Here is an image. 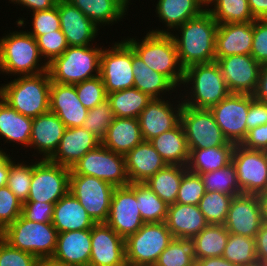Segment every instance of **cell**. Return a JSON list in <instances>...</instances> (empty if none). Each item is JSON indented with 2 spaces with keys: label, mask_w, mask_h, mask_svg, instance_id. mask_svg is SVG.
<instances>
[{
  "label": "cell",
  "mask_w": 267,
  "mask_h": 266,
  "mask_svg": "<svg viewBox=\"0 0 267 266\" xmlns=\"http://www.w3.org/2000/svg\"><path fill=\"white\" fill-rule=\"evenodd\" d=\"M218 23L205 10L199 16L189 19L170 35L173 37L181 66L215 61V42Z\"/></svg>",
  "instance_id": "obj_1"
},
{
  "label": "cell",
  "mask_w": 267,
  "mask_h": 266,
  "mask_svg": "<svg viewBox=\"0 0 267 266\" xmlns=\"http://www.w3.org/2000/svg\"><path fill=\"white\" fill-rule=\"evenodd\" d=\"M182 84L183 105L192 108L210 109L230 94L216 61L187 67Z\"/></svg>",
  "instance_id": "obj_2"
},
{
  "label": "cell",
  "mask_w": 267,
  "mask_h": 266,
  "mask_svg": "<svg viewBox=\"0 0 267 266\" xmlns=\"http://www.w3.org/2000/svg\"><path fill=\"white\" fill-rule=\"evenodd\" d=\"M51 82L48 71L17 76L6 84H0V98L20 114L35 118L50 111Z\"/></svg>",
  "instance_id": "obj_3"
},
{
  "label": "cell",
  "mask_w": 267,
  "mask_h": 266,
  "mask_svg": "<svg viewBox=\"0 0 267 266\" xmlns=\"http://www.w3.org/2000/svg\"><path fill=\"white\" fill-rule=\"evenodd\" d=\"M36 39L27 31H13L0 39V73L8 76L37 75L48 71Z\"/></svg>",
  "instance_id": "obj_4"
},
{
  "label": "cell",
  "mask_w": 267,
  "mask_h": 266,
  "mask_svg": "<svg viewBox=\"0 0 267 266\" xmlns=\"http://www.w3.org/2000/svg\"><path fill=\"white\" fill-rule=\"evenodd\" d=\"M146 32L145 37L140 39L142 41L134 37L124 40L148 67L166 76L180 89L185 69L180 64L173 37L170 34Z\"/></svg>",
  "instance_id": "obj_5"
},
{
  "label": "cell",
  "mask_w": 267,
  "mask_h": 266,
  "mask_svg": "<svg viewBox=\"0 0 267 266\" xmlns=\"http://www.w3.org/2000/svg\"><path fill=\"white\" fill-rule=\"evenodd\" d=\"M57 236V229L52 223H35L22 214L0 233V237L11 247L31 253L39 260L52 258Z\"/></svg>",
  "instance_id": "obj_6"
},
{
  "label": "cell",
  "mask_w": 267,
  "mask_h": 266,
  "mask_svg": "<svg viewBox=\"0 0 267 266\" xmlns=\"http://www.w3.org/2000/svg\"><path fill=\"white\" fill-rule=\"evenodd\" d=\"M102 46H69L48 64L52 82L76 84L100 76Z\"/></svg>",
  "instance_id": "obj_7"
},
{
  "label": "cell",
  "mask_w": 267,
  "mask_h": 266,
  "mask_svg": "<svg viewBox=\"0 0 267 266\" xmlns=\"http://www.w3.org/2000/svg\"><path fill=\"white\" fill-rule=\"evenodd\" d=\"M173 239L165 222L144 223L125 239L127 266H154Z\"/></svg>",
  "instance_id": "obj_8"
},
{
  "label": "cell",
  "mask_w": 267,
  "mask_h": 266,
  "mask_svg": "<svg viewBox=\"0 0 267 266\" xmlns=\"http://www.w3.org/2000/svg\"><path fill=\"white\" fill-rule=\"evenodd\" d=\"M70 174L93 176L114 187L130 184L125 167L124 155L115 153L102 144L88 151L70 169Z\"/></svg>",
  "instance_id": "obj_9"
},
{
  "label": "cell",
  "mask_w": 267,
  "mask_h": 266,
  "mask_svg": "<svg viewBox=\"0 0 267 266\" xmlns=\"http://www.w3.org/2000/svg\"><path fill=\"white\" fill-rule=\"evenodd\" d=\"M39 159V161H37ZM26 202L57 203L69 192L70 168L38 158Z\"/></svg>",
  "instance_id": "obj_10"
},
{
  "label": "cell",
  "mask_w": 267,
  "mask_h": 266,
  "mask_svg": "<svg viewBox=\"0 0 267 266\" xmlns=\"http://www.w3.org/2000/svg\"><path fill=\"white\" fill-rule=\"evenodd\" d=\"M114 188L93 176L70 174L69 193L80 202L95 223L107 221Z\"/></svg>",
  "instance_id": "obj_11"
},
{
  "label": "cell",
  "mask_w": 267,
  "mask_h": 266,
  "mask_svg": "<svg viewBox=\"0 0 267 266\" xmlns=\"http://www.w3.org/2000/svg\"><path fill=\"white\" fill-rule=\"evenodd\" d=\"M103 47L100 58V77L107 94L134 86L132 47L125 41ZM105 49V50H104Z\"/></svg>",
  "instance_id": "obj_12"
},
{
  "label": "cell",
  "mask_w": 267,
  "mask_h": 266,
  "mask_svg": "<svg viewBox=\"0 0 267 266\" xmlns=\"http://www.w3.org/2000/svg\"><path fill=\"white\" fill-rule=\"evenodd\" d=\"M180 123L189 149H204L228 143L210 109H197L183 105Z\"/></svg>",
  "instance_id": "obj_13"
},
{
  "label": "cell",
  "mask_w": 267,
  "mask_h": 266,
  "mask_svg": "<svg viewBox=\"0 0 267 266\" xmlns=\"http://www.w3.org/2000/svg\"><path fill=\"white\" fill-rule=\"evenodd\" d=\"M253 96L230 93L210 108L215 121L228 142L240 145L247 136L246 117Z\"/></svg>",
  "instance_id": "obj_14"
},
{
  "label": "cell",
  "mask_w": 267,
  "mask_h": 266,
  "mask_svg": "<svg viewBox=\"0 0 267 266\" xmlns=\"http://www.w3.org/2000/svg\"><path fill=\"white\" fill-rule=\"evenodd\" d=\"M232 163L243 194L260 195L267 192V151L235 145Z\"/></svg>",
  "instance_id": "obj_15"
},
{
  "label": "cell",
  "mask_w": 267,
  "mask_h": 266,
  "mask_svg": "<svg viewBox=\"0 0 267 266\" xmlns=\"http://www.w3.org/2000/svg\"><path fill=\"white\" fill-rule=\"evenodd\" d=\"M105 223L124 239L142 227L144 222L138 209L135 183L114 188L109 216Z\"/></svg>",
  "instance_id": "obj_16"
},
{
  "label": "cell",
  "mask_w": 267,
  "mask_h": 266,
  "mask_svg": "<svg viewBox=\"0 0 267 266\" xmlns=\"http://www.w3.org/2000/svg\"><path fill=\"white\" fill-rule=\"evenodd\" d=\"M230 93L252 95L256 89L261 64L251 55L215 57Z\"/></svg>",
  "instance_id": "obj_17"
},
{
  "label": "cell",
  "mask_w": 267,
  "mask_h": 266,
  "mask_svg": "<svg viewBox=\"0 0 267 266\" xmlns=\"http://www.w3.org/2000/svg\"><path fill=\"white\" fill-rule=\"evenodd\" d=\"M178 95L177 99L180 100H176L177 106L175 103H171L170 99L161 98L152 99L143 109L138 117L143 141H150L163 132L175 128L180 123L183 102L181 94Z\"/></svg>",
  "instance_id": "obj_18"
},
{
  "label": "cell",
  "mask_w": 267,
  "mask_h": 266,
  "mask_svg": "<svg viewBox=\"0 0 267 266\" xmlns=\"http://www.w3.org/2000/svg\"><path fill=\"white\" fill-rule=\"evenodd\" d=\"M263 223L258 195L239 194L231 201L224 226L229 233L255 238Z\"/></svg>",
  "instance_id": "obj_19"
},
{
  "label": "cell",
  "mask_w": 267,
  "mask_h": 266,
  "mask_svg": "<svg viewBox=\"0 0 267 266\" xmlns=\"http://www.w3.org/2000/svg\"><path fill=\"white\" fill-rule=\"evenodd\" d=\"M89 266H127L125 239L106 223L91 228Z\"/></svg>",
  "instance_id": "obj_20"
},
{
  "label": "cell",
  "mask_w": 267,
  "mask_h": 266,
  "mask_svg": "<svg viewBox=\"0 0 267 266\" xmlns=\"http://www.w3.org/2000/svg\"><path fill=\"white\" fill-rule=\"evenodd\" d=\"M56 6L58 7L61 31L68 45H93L94 39L99 35V28L84 13L68 1L58 0Z\"/></svg>",
  "instance_id": "obj_21"
},
{
  "label": "cell",
  "mask_w": 267,
  "mask_h": 266,
  "mask_svg": "<svg viewBox=\"0 0 267 266\" xmlns=\"http://www.w3.org/2000/svg\"><path fill=\"white\" fill-rule=\"evenodd\" d=\"M49 107L66 128L82 127L88 112L77 97L74 84L51 82Z\"/></svg>",
  "instance_id": "obj_22"
},
{
  "label": "cell",
  "mask_w": 267,
  "mask_h": 266,
  "mask_svg": "<svg viewBox=\"0 0 267 266\" xmlns=\"http://www.w3.org/2000/svg\"><path fill=\"white\" fill-rule=\"evenodd\" d=\"M66 127L55 113L47 112L33 118L29 148L41 159H50L57 151Z\"/></svg>",
  "instance_id": "obj_23"
},
{
  "label": "cell",
  "mask_w": 267,
  "mask_h": 266,
  "mask_svg": "<svg viewBox=\"0 0 267 266\" xmlns=\"http://www.w3.org/2000/svg\"><path fill=\"white\" fill-rule=\"evenodd\" d=\"M100 144L101 141L83 127L66 128L57 151L49 160L71 169L88 151Z\"/></svg>",
  "instance_id": "obj_24"
},
{
  "label": "cell",
  "mask_w": 267,
  "mask_h": 266,
  "mask_svg": "<svg viewBox=\"0 0 267 266\" xmlns=\"http://www.w3.org/2000/svg\"><path fill=\"white\" fill-rule=\"evenodd\" d=\"M91 229L59 233L52 260L68 266H89Z\"/></svg>",
  "instance_id": "obj_25"
},
{
  "label": "cell",
  "mask_w": 267,
  "mask_h": 266,
  "mask_svg": "<svg viewBox=\"0 0 267 266\" xmlns=\"http://www.w3.org/2000/svg\"><path fill=\"white\" fill-rule=\"evenodd\" d=\"M253 41V21L218 24L215 57L250 55Z\"/></svg>",
  "instance_id": "obj_26"
},
{
  "label": "cell",
  "mask_w": 267,
  "mask_h": 266,
  "mask_svg": "<svg viewBox=\"0 0 267 266\" xmlns=\"http://www.w3.org/2000/svg\"><path fill=\"white\" fill-rule=\"evenodd\" d=\"M130 183H145L167 164L149 141H142L124 155Z\"/></svg>",
  "instance_id": "obj_27"
},
{
  "label": "cell",
  "mask_w": 267,
  "mask_h": 266,
  "mask_svg": "<svg viewBox=\"0 0 267 266\" xmlns=\"http://www.w3.org/2000/svg\"><path fill=\"white\" fill-rule=\"evenodd\" d=\"M156 3L155 12L159 22L165 23L164 26L167 28L161 30L157 27L149 30L156 34H171L189 19L199 16L206 10L201 0H158Z\"/></svg>",
  "instance_id": "obj_28"
},
{
  "label": "cell",
  "mask_w": 267,
  "mask_h": 266,
  "mask_svg": "<svg viewBox=\"0 0 267 266\" xmlns=\"http://www.w3.org/2000/svg\"><path fill=\"white\" fill-rule=\"evenodd\" d=\"M174 238L193 239L209 224L198 205L173 203L168 206L165 220Z\"/></svg>",
  "instance_id": "obj_29"
},
{
  "label": "cell",
  "mask_w": 267,
  "mask_h": 266,
  "mask_svg": "<svg viewBox=\"0 0 267 266\" xmlns=\"http://www.w3.org/2000/svg\"><path fill=\"white\" fill-rule=\"evenodd\" d=\"M52 224L59 234L91 229L96 223L90 218L80 202L68 192L55 203Z\"/></svg>",
  "instance_id": "obj_30"
},
{
  "label": "cell",
  "mask_w": 267,
  "mask_h": 266,
  "mask_svg": "<svg viewBox=\"0 0 267 266\" xmlns=\"http://www.w3.org/2000/svg\"><path fill=\"white\" fill-rule=\"evenodd\" d=\"M84 13L98 28L122 21L131 0H66ZM100 26V27H99Z\"/></svg>",
  "instance_id": "obj_31"
},
{
  "label": "cell",
  "mask_w": 267,
  "mask_h": 266,
  "mask_svg": "<svg viewBox=\"0 0 267 266\" xmlns=\"http://www.w3.org/2000/svg\"><path fill=\"white\" fill-rule=\"evenodd\" d=\"M142 141L138 118L114 117L101 144L115 153L125 155Z\"/></svg>",
  "instance_id": "obj_32"
},
{
  "label": "cell",
  "mask_w": 267,
  "mask_h": 266,
  "mask_svg": "<svg viewBox=\"0 0 267 266\" xmlns=\"http://www.w3.org/2000/svg\"><path fill=\"white\" fill-rule=\"evenodd\" d=\"M132 68L134 74V86L141 92L149 95L153 99L166 98L163 95H172L178 91L177 88L166 76L152 70L134 52L132 48ZM168 92V93H167ZM170 94V95H169Z\"/></svg>",
  "instance_id": "obj_33"
},
{
  "label": "cell",
  "mask_w": 267,
  "mask_h": 266,
  "mask_svg": "<svg viewBox=\"0 0 267 266\" xmlns=\"http://www.w3.org/2000/svg\"><path fill=\"white\" fill-rule=\"evenodd\" d=\"M33 118L24 116L0 98V139L29 147ZM5 138V140H4Z\"/></svg>",
  "instance_id": "obj_34"
},
{
  "label": "cell",
  "mask_w": 267,
  "mask_h": 266,
  "mask_svg": "<svg viewBox=\"0 0 267 266\" xmlns=\"http://www.w3.org/2000/svg\"><path fill=\"white\" fill-rule=\"evenodd\" d=\"M168 165L187 166L189 148L182 124L149 141Z\"/></svg>",
  "instance_id": "obj_35"
},
{
  "label": "cell",
  "mask_w": 267,
  "mask_h": 266,
  "mask_svg": "<svg viewBox=\"0 0 267 266\" xmlns=\"http://www.w3.org/2000/svg\"><path fill=\"white\" fill-rule=\"evenodd\" d=\"M235 144L228 142L223 146L204 149H189L187 170L196 174L222 169L232 162Z\"/></svg>",
  "instance_id": "obj_36"
},
{
  "label": "cell",
  "mask_w": 267,
  "mask_h": 266,
  "mask_svg": "<svg viewBox=\"0 0 267 266\" xmlns=\"http://www.w3.org/2000/svg\"><path fill=\"white\" fill-rule=\"evenodd\" d=\"M186 166L166 165L155 175L151 176L145 184L168 205L176 203L177 194Z\"/></svg>",
  "instance_id": "obj_37"
},
{
  "label": "cell",
  "mask_w": 267,
  "mask_h": 266,
  "mask_svg": "<svg viewBox=\"0 0 267 266\" xmlns=\"http://www.w3.org/2000/svg\"><path fill=\"white\" fill-rule=\"evenodd\" d=\"M152 99L135 87L107 94L113 114L119 118H138Z\"/></svg>",
  "instance_id": "obj_38"
},
{
  "label": "cell",
  "mask_w": 267,
  "mask_h": 266,
  "mask_svg": "<svg viewBox=\"0 0 267 266\" xmlns=\"http://www.w3.org/2000/svg\"><path fill=\"white\" fill-rule=\"evenodd\" d=\"M228 238L229 232L224 224H209L193 238L196 261L209 257H222Z\"/></svg>",
  "instance_id": "obj_39"
},
{
  "label": "cell",
  "mask_w": 267,
  "mask_h": 266,
  "mask_svg": "<svg viewBox=\"0 0 267 266\" xmlns=\"http://www.w3.org/2000/svg\"><path fill=\"white\" fill-rule=\"evenodd\" d=\"M206 10L218 24L244 23L255 20L250 12L248 0H212L206 6Z\"/></svg>",
  "instance_id": "obj_40"
},
{
  "label": "cell",
  "mask_w": 267,
  "mask_h": 266,
  "mask_svg": "<svg viewBox=\"0 0 267 266\" xmlns=\"http://www.w3.org/2000/svg\"><path fill=\"white\" fill-rule=\"evenodd\" d=\"M135 195L144 223L165 222L169 205L160 199L145 183H135Z\"/></svg>",
  "instance_id": "obj_41"
},
{
  "label": "cell",
  "mask_w": 267,
  "mask_h": 266,
  "mask_svg": "<svg viewBox=\"0 0 267 266\" xmlns=\"http://www.w3.org/2000/svg\"><path fill=\"white\" fill-rule=\"evenodd\" d=\"M154 266H196L194 240L174 238Z\"/></svg>",
  "instance_id": "obj_42"
},
{
  "label": "cell",
  "mask_w": 267,
  "mask_h": 266,
  "mask_svg": "<svg viewBox=\"0 0 267 266\" xmlns=\"http://www.w3.org/2000/svg\"><path fill=\"white\" fill-rule=\"evenodd\" d=\"M206 192H219L231 196L242 194L237 182L236 168L229 163L222 169L200 174Z\"/></svg>",
  "instance_id": "obj_43"
},
{
  "label": "cell",
  "mask_w": 267,
  "mask_h": 266,
  "mask_svg": "<svg viewBox=\"0 0 267 266\" xmlns=\"http://www.w3.org/2000/svg\"><path fill=\"white\" fill-rule=\"evenodd\" d=\"M223 258L237 266H248L258 262L255 238L229 233Z\"/></svg>",
  "instance_id": "obj_44"
},
{
  "label": "cell",
  "mask_w": 267,
  "mask_h": 266,
  "mask_svg": "<svg viewBox=\"0 0 267 266\" xmlns=\"http://www.w3.org/2000/svg\"><path fill=\"white\" fill-rule=\"evenodd\" d=\"M233 198L234 196L225 193L205 192L198 206L208 224L225 223Z\"/></svg>",
  "instance_id": "obj_45"
},
{
  "label": "cell",
  "mask_w": 267,
  "mask_h": 266,
  "mask_svg": "<svg viewBox=\"0 0 267 266\" xmlns=\"http://www.w3.org/2000/svg\"><path fill=\"white\" fill-rule=\"evenodd\" d=\"M10 156V171L6 186L15 194L21 203L28 199V194L31 186V178L33 173L32 164L23 162H15V159Z\"/></svg>",
  "instance_id": "obj_46"
},
{
  "label": "cell",
  "mask_w": 267,
  "mask_h": 266,
  "mask_svg": "<svg viewBox=\"0 0 267 266\" xmlns=\"http://www.w3.org/2000/svg\"><path fill=\"white\" fill-rule=\"evenodd\" d=\"M114 117L109 101L105 100L91 110H88L82 127L101 141L111 126Z\"/></svg>",
  "instance_id": "obj_47"
},
{
  "label": "cell",
  "mask_w": 267,
  "mask_h": 266,
  "mask_svg": "<svg viewBox=\"0 0 267 266\" xmlns=\"http://www.w3.org/2000/svg\"><path fill=\"white\" fill-rule=\"evenodd\" d=\"M74 85L77 97L88 110L107 100V92L100 76Z\"/></svg>",
  "instance_id": "obj_48"
},
{
  "label": "cell",
  "mask_w": 267,
  "mask_h": 266,
  "mask_svg": "<svg viewBox=\"0 0 267 266\" xmlns=\"http://www.w3.org/2000/svg\"><path fill=\"white\" fill-rule=\"evenodd\" d=\"M205 192L206 191L201 176L187 170L183 174L176 203L199 205V202L204 196Z\"/></svg>",
  "instance_id": "obj_49"
},
{
  "label": "cell",
  "mask_w": 267,
  "mask_h": 266,
  "mask_svg": "<svg viewBox=\"0 0 267 266\" xmlns=\"http://www.w3.org/2000/svg\"><path fill=\"white\" fill-rule=\"evenodd\" d=\"M40 53L47 64L61 56L69 47L68 42L61 30L38 36L36 38Z\"/></svg>",
  "instance_id": "obj_50"
},
{
  "label": "cell",
  "mask_w": 267,
  "mask_h": 266,
  "mask_svg": "<svg viewBox=\"0 0 267 266\" xmlns=\"http://www.w3.org/2000/svg\"><path fill=\"white\" fill-rule=\"evenodd\" d=\"M32 16V28L31 31L27 32L32 35L35 39L38 36L50 33L52 31L61 30L60 18L58 7L41 11H35L31 13Z\"/></svg>",
  "instance_id": "obj_51"
},
{
  "label": "cell",
  "mask_w": 267,
  "mask_h": 266,
  "mask_svg": "<svg viewBox=\"0 0 267 266\" xmlns=\"http://www.w3.org/2000/svg\"><path fill=\"white\" fill-rule=\"evenodd\" d=\"M22 214V203L7 187H0V233Z\"/></svg>",
  "instance_id": "obj_52"
},
{
  "label": "cell",
  "mask_w": 267,
  "mask_h": 266,
  "mask_svg": "<svg viewBox=\"0 0 267 266\" xmlns=\"http://www.w3.org/2000/svg\"><path fill=\"white\" fill-rule=\"evenodd\" d=\"M38 261L31 253L11 247L0 237V266H36Z\"/></svg>",
  "instance_id": "obj_53"
},
{
  "label": "cell",
  "mask_w": 267,
  "mask_h": 266,
  "mask_svg": "<svg viewBox=\"0 0 267 266\" xmlns=\"http://www.w3.org/2000/svg\"><path fill=\"white\" fill-rule=\"evenodd\" d=\"M258 63L267 64V19L253 21V41L250 54Z\"/></svg>",
  "instance_id": "obj_54"
},
{
  "label": "cell",
  "mask_w": 267,
  "mask_h": 266,
  "mask_svg": "<svg viewBox=\"0 0 267 266\" xmlns=\"http://www.w3.org/2000/svg\"><path fill=\"white\" fill-rule=\"evenodd\" d=\"M53 203L24 202L22 203V215L35 223H52Z\"/></svg>",
  "instance_id": "obj_55"
},
{
  "label": "cell",
  "mask_w": 267,
  "mask_h": 266,
  "mask_svg": "<svg viewBox=\"0 0 267 266\" xmlns=\"http://www.w3.org/2000/svg\"><path fill=\"white\" fill-rule=\"evenodd\" d=\"M267 124V103L253 99L246 117L247 133L251 129Z\"/></svg>",
  "instance_id": "obj_56"
},
{
  "label": "cell",
  "mask_w": 267,
  "mask_h": 266,
  "mask_svg": "<svg viewBox=\"0 0 267 266\" xmlns=\"http://www.w3.org/2000/svg\"><path fill=\"white\" fill-rule=\"evenodd\" d=\"M240 145L246 149L267 151V124L248 131L246 138Z\"/></svg>",
  "instance_id": "obj_57"
},
{
  "label": "cell",
  "mask_w": 267,
  "mask_h": 266,
  "mask_svg": "<svg viewBox=\"0 0 267 266\" xmlns=\"http://www.w3.org/2000/svg\"><path fill=\"white\" fill-rule=\"evenodd\" d=\"M255 246L258 262H264L267 259V223L263 222L256 234Z\"/></svg>",
  "instance_id": "obj_58"
},
{
  "label": "cell",
  "mask_w": 267,
  "mask_h": 266,
  "mask_svg": "<svg viewBox=\"0 0 267 266\" xmlns=\"http://www.w3.org/2000/svg\"><path fill=\"white\" fill-rule=\"evenodd\" d=\"M253 98L267 103V64H262Z\"/></svg>",
  "instance_id": "obj_59"
},
{
  "label": "cell",
  "mask_w": 267,
  "mask_h": 266,
  "mask_svg": "<svg viewBox=\"0 0 267 266\" xmlns=\"http://www.w3.org/2000/svg\"><path fill=\"white\" fill-rule=\"evenodd\" d=\"M57 2L58 0H17L14 4L30 9V12H35L53 8Z\"/></svg>",
  "instance_id": "obj_60"
},
{
  "label": "cell",
  "mask_w": 267,
  "mask_h": 266,
  "mask_svg": "<svg viewBox=\"0 0 267 266\" xmlns=\"http://www.w3.org/2000/svg\"><path fill=\"white\" fill-rule=\"evenodd\" d=\"M254 19H267V0H248Z\"/></svg>",
  "instance_id": "obj_61"
},
{
  "label": "cell",
  "mask_w": 267,
  "mask_h": 266,
  "mask_svg": "<svg viewBox=\"0 0 267 266\" xmlns=\"http://www.w3.org/2000/svg\"><path fill=\"white\" fill-rule=\"evenodd\" d=\"M0 148V187L6 186L10 171V155Z\"/></svg>",
  "instance_id": "obj_62"
},
{
  "label": "cell",
  "mask_w": 267,
  "mask_h": 266,
  "mask_svg": "<svg viewBox=\"0 0 267 266\" xmlns=\"http://www.w3.org/2000/svg\"><path fill=\"white\" fill-rule=\"evenodd\" d=\"M196 266H237L223 257H209L198 259Z\"/></svg>",
  "instance_id": "obj_63"
},
{
  "label": "cell",
  "mask_w": 267,
  "mask_h": 266,
  "mask_svg": "<svg viewBox=\"0 0 267 266\" xmlns=\"http://www.w3.org/2000/svg\"><path fill=\"white\" fill-rule=\"evenodd\" d=\"M259 196L262 207V220L267 223V192L261 193Z\"/></svg>",
  "instance_id": "obj_64"
},
{
  "label": "cell",
  "mask_w": 267,
  "mask_h": 266,
  "mask_svg": "<svg viewBox=\"0 0 267 266\" xmlns=\"http://www.w3.org/2000/svg\"><path fill=\"white\" fill-rule=\"evenodd\" d=\"M36 266H68V265L57 263L52 259H44V260H39Z\"/></svg>",
  "instance_id": "obj_65"
},
{
  "label": "cell",
  "mask_w": 267,
  "mask_h": 266,
  "mask_svg": "<svg viewBox=\"0 0 267 266\" xmlns=\"http://www.w3.org/2000/svg\"><path fill=\"white\" fill-rule=\"evenodd\" d=\"M248 266H265V264L263 262H256L255 264H251Z\"/></svg>",
  "instance_id": "obj_66"
},
{
  "label": "cell",
  "mask_w": 267,
  "mask_h": 266,
  "mask_svg": "<svg viewBox=\"0 0 267 266\" xmlns=\"http://www.w3.org/2000/svg\"><path fill=\"white\" fill-rule=\"evenodd\" d=\"M202 3L205 5V6H208V4L212 1V0H201Z\"/></svg>",
  "instance_id": "obj_67"
},
{
  "label": "cell",
  "mask_w": 267,
  "mask_h": 266,
  "mask_svg": "<svg viewBox=\"0 0 267 266\" xmlns=\"http://www.w3.org/2000/svg\"><path fill=\"white\" fill-rule=\"evenodd\" d=\"M17 0H9V3H15Z\"/></svg>",
  "instance_id": "obj_68"
},
{
  "label": "cell",
  "mask_w": 267,
  "mask_h": 266,
  "mask_svg": "<svg viewBox=\"0 0 267 266\" xmlns=\"http://www.w3.org/2000/svg\"><path fill=\"white\" fill-rule=\"evenodd\" d=\"M263 263L265 264V266H267V259Z\"/></svg>",
  "instance_id": "obj_69"
}]
</instances>
